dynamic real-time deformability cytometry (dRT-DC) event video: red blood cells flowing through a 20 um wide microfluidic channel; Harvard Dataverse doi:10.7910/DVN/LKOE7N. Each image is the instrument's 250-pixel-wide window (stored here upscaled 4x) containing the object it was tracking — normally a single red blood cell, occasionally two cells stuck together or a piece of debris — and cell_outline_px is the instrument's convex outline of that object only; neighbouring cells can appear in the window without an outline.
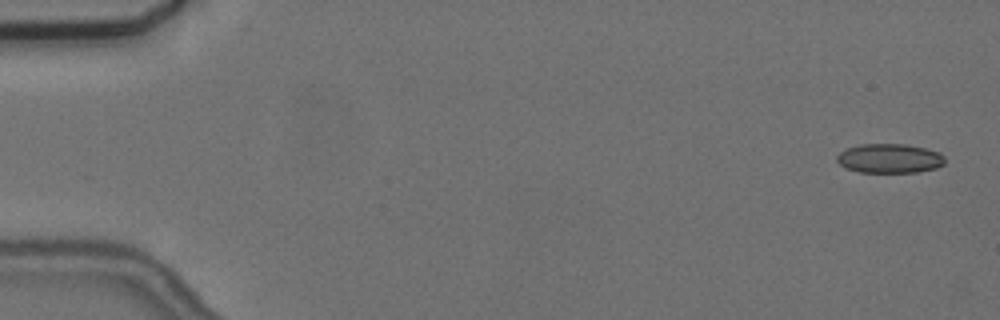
{"species": "common noctule bat (a hibernating species)", "species_latin": "Nyctalus noctula", "temperature_condition": "cold", "stored_images_in_passage": 8, "camera_frame_rate_fps": 3000, "um_per_image_px": 0.085, "animal": {"sex": "female", "body_mass_g": 24.6, "forearm_length_mm": 56.2}, "frame": {"image": 1, "passage_image": 1, "time_ms": 0.0, "image_size_px": [1000, 320], "cell_outline_px": [[944, 164], [936, 168], [916, 172], [860, 172], [848, 168], [840, 164], [836, 160], [836, 156], [840, 152], [848, 148], [860, 144], [904, 144], [924, 148], [940, 152], [944, 156]], "centroid_in_image_um": [75.62, 13.46], "position_along_channel_um": 9.4, "area_um2": 18.32}}
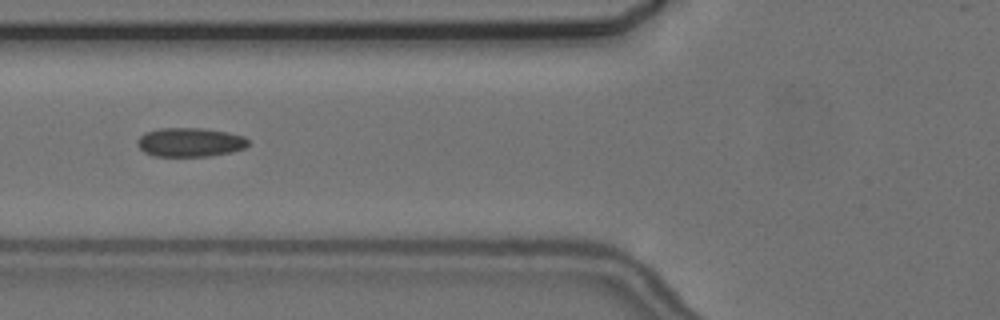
{"frame": {"image": 2, "passage_image": 6, "time_ms": 6.667, "image_size_px": [1000, 320], "cell_outline_px": [[248, 144], [244, 148], [232, 152], [208, 156], [152, 156], [144, 152], [136, 144], [136, 140], [144, 132], [160, 128], [200, 128], [228, 132], [244, 136], [248, 140]], "centroid_in_image_um": [16.12, 12.09], "position_along_channel_um": 109.7, "area_um2": 18.84}}
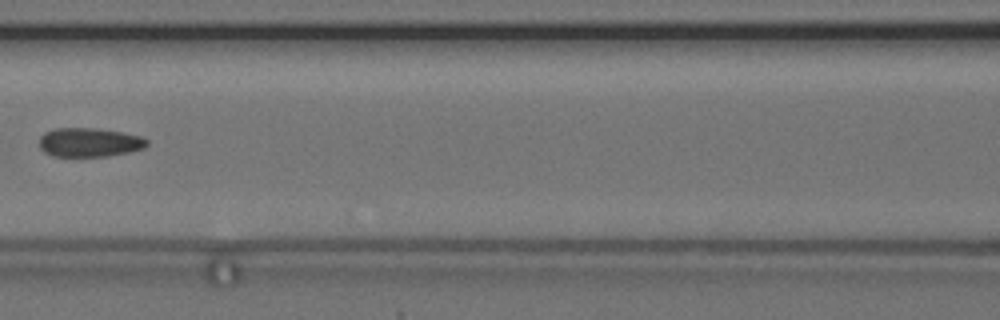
{"frame": {"image": 3, "passage_image": 7, "time_ms": 8.0, "image_size_px": [1000, 320], "cell_outline_px": [[148, 144], [144, 148], [128, 152], [108, 156], [52, 156], [44, 152], [40, 148], [40, 136], [44, 132], [56, 128], [92, 128], [120, 132], [140, 136], [148, 140]], "centroid_in_image_um": [7.57, 12.1], "position_along_channel_um": 159.0, "area_um2": 18.09}}